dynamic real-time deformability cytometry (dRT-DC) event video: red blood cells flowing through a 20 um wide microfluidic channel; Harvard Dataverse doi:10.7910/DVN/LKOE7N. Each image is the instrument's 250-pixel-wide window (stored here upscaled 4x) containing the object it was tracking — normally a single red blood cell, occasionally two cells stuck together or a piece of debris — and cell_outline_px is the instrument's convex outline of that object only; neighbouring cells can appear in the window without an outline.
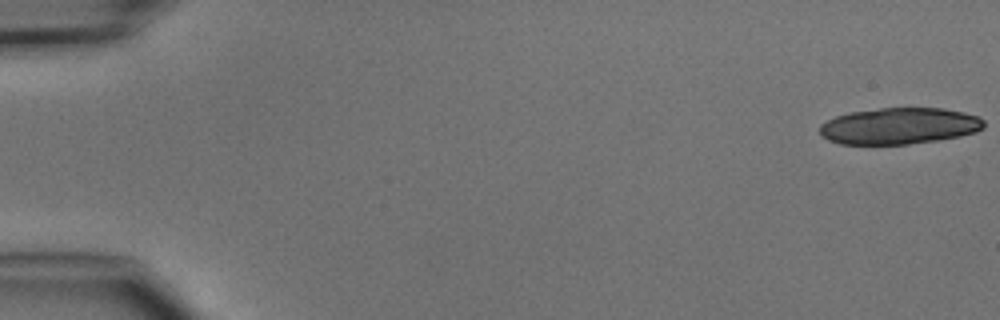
{"species": "common noctule bat (a hibernating species)", "species_latin": "Nyctalus noctula", "temperature_condition": "cold", "stored_images_in_passage": 31, "camera_frame_rate_fps": 3000, "um_per_image_px": 0.085, "animal": {"sex": "male", "body_mass_g": 15.6}, "frame": {"image": 1, "passage_image": 1, "time_ms": 0.0, "image_size_px": [1000, 320], "cell_outline_px": [[984, 128], [976, 132], [960, 136], [936, 140], [908, 144], [840, 144], [828, 140], [820, 136], [820, 124], [836, 116], [852, 112], [880, 108], [944, 108], [964, 112], [980, 116], [984, 120]], "centroid_in_image_um": [76.46, 10.71], "position_along_channel_um": 8.5, "area_um2": 34.97}}